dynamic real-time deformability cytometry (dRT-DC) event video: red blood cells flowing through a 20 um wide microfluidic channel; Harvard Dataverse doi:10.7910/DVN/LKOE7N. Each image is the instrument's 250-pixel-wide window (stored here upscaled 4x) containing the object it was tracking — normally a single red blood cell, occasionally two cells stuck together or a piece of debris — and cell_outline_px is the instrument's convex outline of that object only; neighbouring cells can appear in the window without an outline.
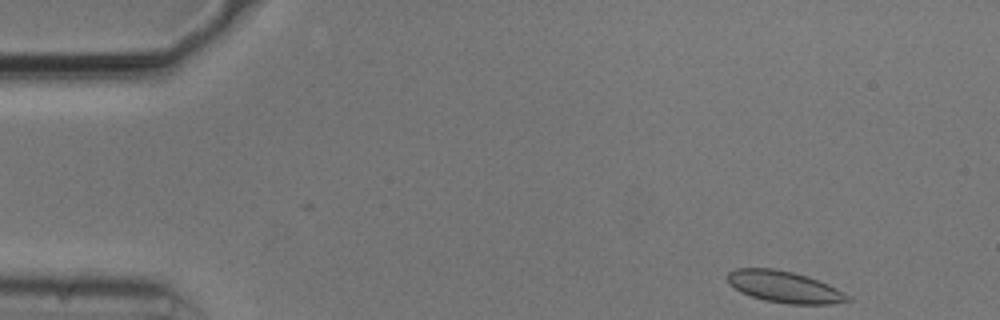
{"species": "common noctule bat (a hibernating species)", "species_latin": "Nyctalus noctula", "temperature_condition": "cold", "stored_images_in_passage": 8, "camera_frame_rate_fps": 3000, "um_per_image_px": 0.085, "animal": {"sex": "male", "body_mass_g": 20.5, "forearm_length_mm": 52.5}, "frame": {"image": 1, "passage_image": 1, "time_ms": 0.0, "image_size_px": [1000, 320], "cell_outline_px": [[852, 300], [832, 304], [788, 304], [764, 300], [740, 292], [728, 280], [728, 272], [736, 268], [772, 268], [792, 272], [808, 276], [828, 284], [836, 288], [848, 296]], "centroid_in_image_um": [66.68, 24.38], "position_along_channel_um": 18.3, "area_um2": 21.85}}